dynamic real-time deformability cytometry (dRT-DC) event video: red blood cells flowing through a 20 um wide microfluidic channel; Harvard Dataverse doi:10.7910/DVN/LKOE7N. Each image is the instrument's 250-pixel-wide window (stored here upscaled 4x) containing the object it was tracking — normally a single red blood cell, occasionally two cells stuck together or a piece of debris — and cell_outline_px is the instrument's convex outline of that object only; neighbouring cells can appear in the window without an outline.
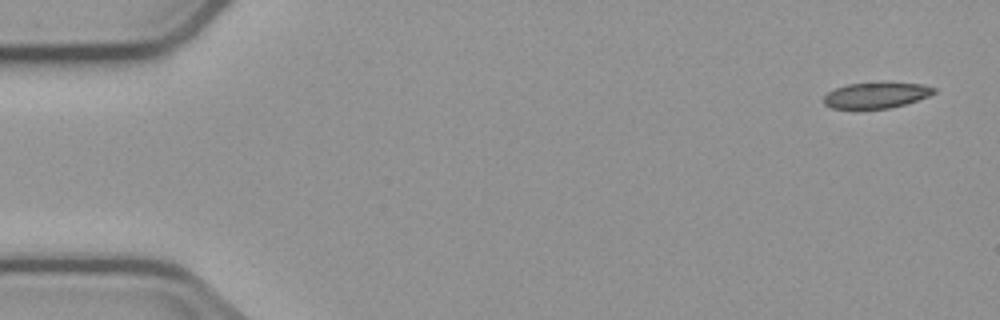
{"species": "common noctule bat (a hibernating species)", "species_latin": "Nyctalus noctula", "temperature_condition": "cold", "stored_images_in_passage": 5, "camera_frame_rate_fps": 3000, "um_per_image_px": 0.085, "animal": {"sex": "male", "body_mass_g": 23.1, "forearm_length_mm": 52.7}, "frame": {"image": 1, "passage_image": 1, "time_ms": 0.0, "image_size_px": [1000, 320], "cell_outline_px": [[936, 92], [928, 96], [904, 104], [888, 108], [856, 112], [832, 108], [824, 104], [824, 96], [828, 92], [836, 88], [848, 84], [880, 80], [920, 84], [936, 88]], "centroid_in_image_um": [74.42, 8.1], "position_along_channel_um": 10.6, "area_um2": 17.69}}
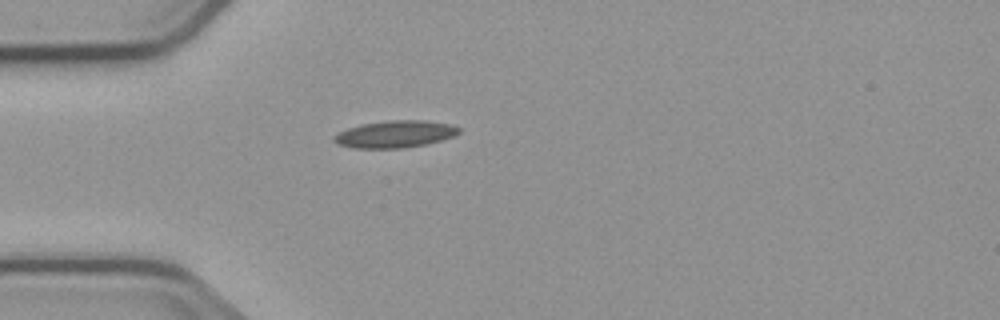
{"frame": {"image": 2, "passage_image": 4, "time_ms": 4.333, "image_size_px": [1000, 320], "cell_outline_px": [[460, 132], [452, 136], [440, 140], [424, 144], [400, 148], [352, 148], [336, 144], [332, 140], [332, 136], [348, 128], [360, 124], [388, 120], [424, 120], [448, 124], [460, 128]], "centroid_in_image_um": [33.51, 11.4], "position_along_channel_um": 51.5, "area_um2": 19.59}}